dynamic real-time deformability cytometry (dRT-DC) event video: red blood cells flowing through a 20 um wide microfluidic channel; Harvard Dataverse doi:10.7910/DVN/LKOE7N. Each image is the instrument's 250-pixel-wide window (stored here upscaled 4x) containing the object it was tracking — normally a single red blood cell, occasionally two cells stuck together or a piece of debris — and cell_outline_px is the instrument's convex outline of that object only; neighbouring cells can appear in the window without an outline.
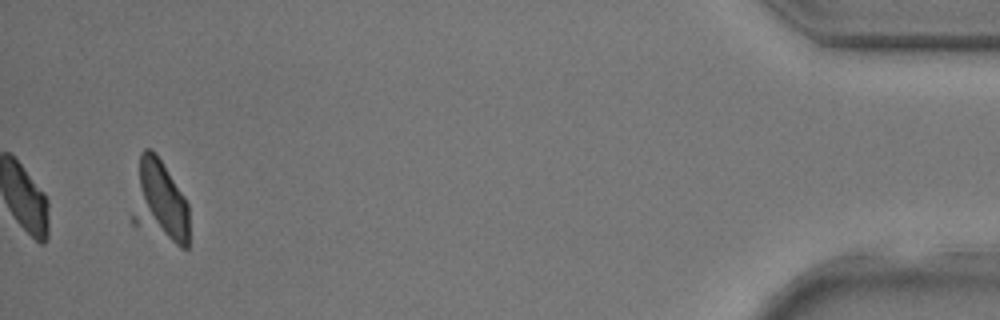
{"species": "common noctule bat (a hibernating species)", "species_latin": "Nyctalus noctula", "temperature_condition": "room temperature", "stored_images_in_passage": 30, "camera_frame_rate_fps": 3000, "um_per_image_px": 0.085, "animal": {"sex": "male", "body_mass_g": 17.9, "forearm_length_mm": 54.2}, "frame": {"image": 1, "passage_image": 30, "time_ms": 9.667, "image_size_px": [1000, 320], "cell_outline_px": [[188, 248], [180, 248], [132, 224], [128, 216], [140, 152], [144, 148], [152, 148], [156, 152], [184, 196], [188, 204]], "centroid_in_image_um": [13.49, 17.13], "position_along_channel_um": 421.7, "area_um2": 28.38}}